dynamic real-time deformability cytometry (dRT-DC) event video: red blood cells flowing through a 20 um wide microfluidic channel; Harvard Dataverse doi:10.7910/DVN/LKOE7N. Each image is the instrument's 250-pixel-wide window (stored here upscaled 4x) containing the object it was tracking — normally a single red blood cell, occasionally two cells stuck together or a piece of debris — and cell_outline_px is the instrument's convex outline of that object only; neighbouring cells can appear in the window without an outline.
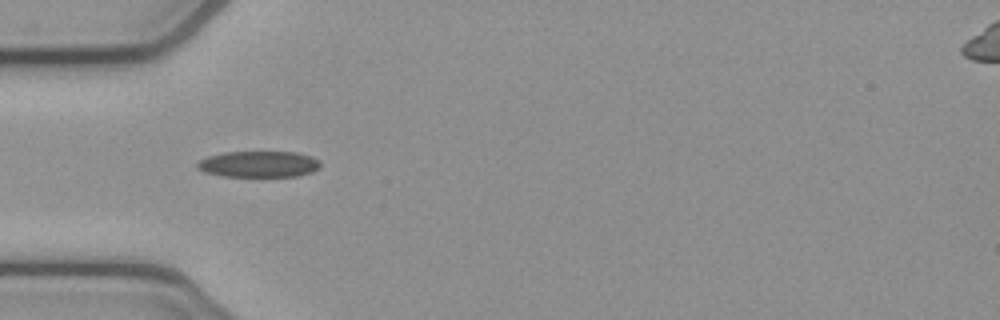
{"species": "common noctule bat (a hibernating species)", "species_latin": "Nyctalus noctula", "temperature_condition": "cold", "stored_images_in_passage": 6, "camera_frame_rate_fps": 3000, "um_per_image_px": 0.085, "animal": {"sex": "female", "body_mass_g": 21.9}, "frame": {"image": 1, "passage_image": 4, "time_ms": 1.0, "image_size_px": [1000, 320], "cell_outline_px": [[320, 168], [312, 172], [296, 176], [224, 176], [204, 172], [196, 168], [196, 164], [200, 160], [208, 156], [224, 152], [296, 152], [312, 156], [320, 160]], "centroid_in_image_um": [22.01, 13.95], "position_along_channel_um": 63.0, "area_um2": 18.84}}
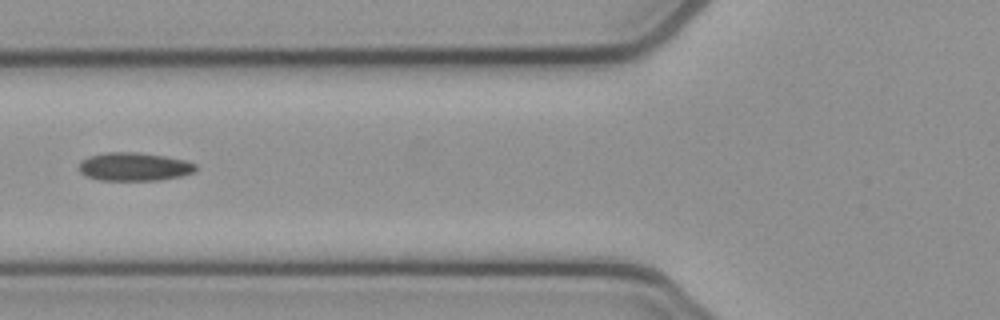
{"frame": {"image": 2, "passage_image": 5, "time_ms": 1.333, "image_size_px": [1000, 320], "cell_outline_px": [[196, 172], [180, 176], [160, 180], [100, 180], [88, 176], [80, 172], [80, 160], [88, 156], [108, 152], [140, 152], [164, 156], [184, 160], [196, 164]], "centroid_in_image_um": [11.42, 14.16], "position_along_channel_um": 114.4, "area_um2": 19.25}}
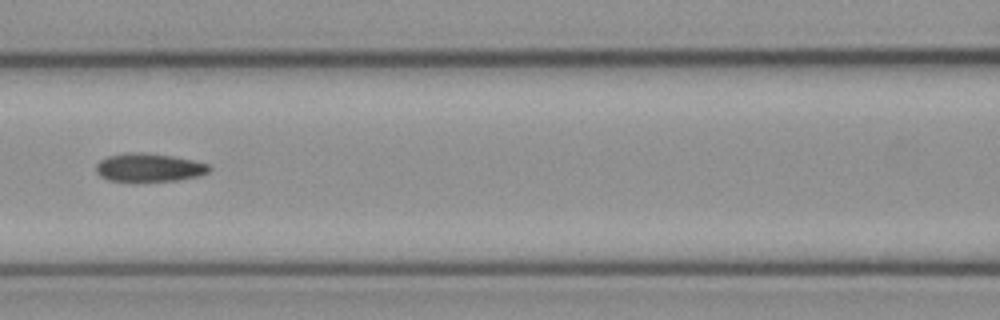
{"frame": {"image": 3, "passage_image": 6, "time_ms": 1.667, "image_size_px": [1000, 320], "cell_outline_px": [[212, 168], [208, 172], [200, 176], [180, 180], [136, 184], [132, 184], [108, 180], [100, 176], [96, 172], [96, 164], [100, 160], [108, 156], [124, 152], [140, 152], [172, 156], [192, 160], [208, 164]], "centroid_in_image_um": [12.63, 14.29], "position_along_channel_um": 154.0, "area_um2": 19.59}}